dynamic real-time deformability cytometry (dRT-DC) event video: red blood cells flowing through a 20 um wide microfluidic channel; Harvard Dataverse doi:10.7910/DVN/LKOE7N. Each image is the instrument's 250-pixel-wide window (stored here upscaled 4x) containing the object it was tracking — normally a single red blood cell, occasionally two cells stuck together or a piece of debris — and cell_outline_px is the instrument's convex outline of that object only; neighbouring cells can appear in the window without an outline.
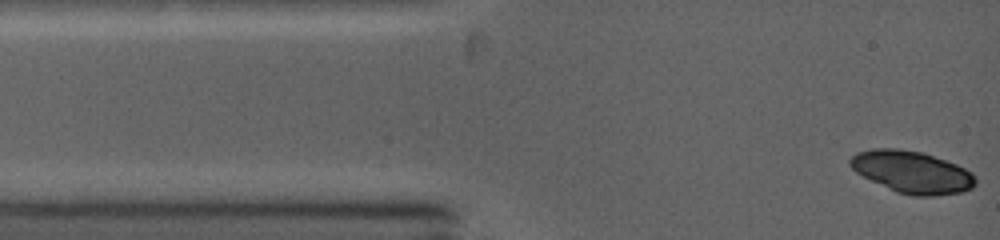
{"species": "common noctule bat (a hibernating species)", "species_latin": "Nyctalus noctula", "temperature_condition": "warm", "stored_images_in_passage": 6, "camera_frame_rate_fps": 5000, "um_per_image_px": 0.085, "animal": {"sex": "female", "body_mass_g": 19.0, "forearm_length_mm": 53.3}, "frame": {"image": 1, "passage_image": 1, "time_ms": 0.0, "image_size_px": [1000, 240], "cell_outline_px": [[976, 184], [972, 188], [964, 192], [936, 196], [912, 196], [896, 192], [856, 172], [848, 164], [848, 160], [856, 152], [872, 148], [896, 148], [924, 152], [956, 164], [972, 172], [976, 176]], "centroid_in_image_um": [77.54, 14.62], "position_along_channel_um": 7.5, "area_um2": 30.98}}